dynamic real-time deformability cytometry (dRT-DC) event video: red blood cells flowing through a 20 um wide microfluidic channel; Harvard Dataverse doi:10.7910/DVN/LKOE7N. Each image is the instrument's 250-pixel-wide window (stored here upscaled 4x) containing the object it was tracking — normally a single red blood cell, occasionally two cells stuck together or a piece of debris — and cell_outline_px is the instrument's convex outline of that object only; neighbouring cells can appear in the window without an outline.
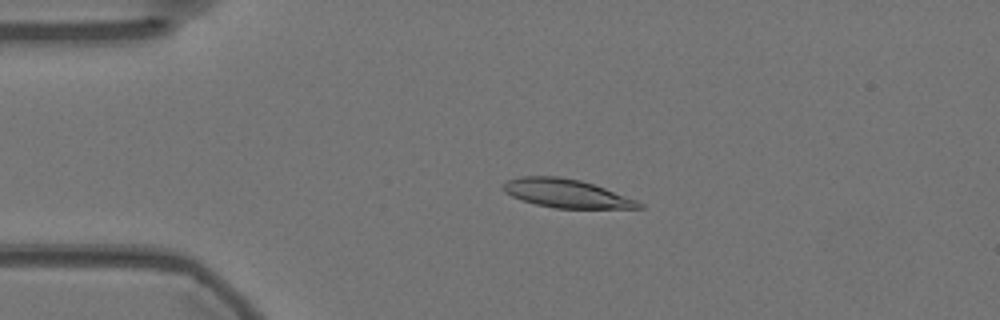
{"species": "Egyptian fruit bat (a non-hibernating species)", "species_latin": "Rousettus aegyptiacus", "temperature_condition": "warm", "stored_images_in_passage": 56, "camera_frame_rate_fps": 3000, "um_per_image_px": 0.085, "animal": {"sex": "female"}, "frame": {"image": 1, "passage_image": 11, "time_ms": 3.333, "image_size_px": [1000, 320], "cell_outline_px": [[644, 208], [556, 208], [536, 204], [512, 196], [504, 192], [500, 188], [508, 180], [520, 176], [560, 176], [580, 180], [604, 188], [636, 200], [644, 204]], "centroid_in_image_um": [48.12, 16.43], "position_along_channel_um": 36.9, "area_um2": 22.31}}
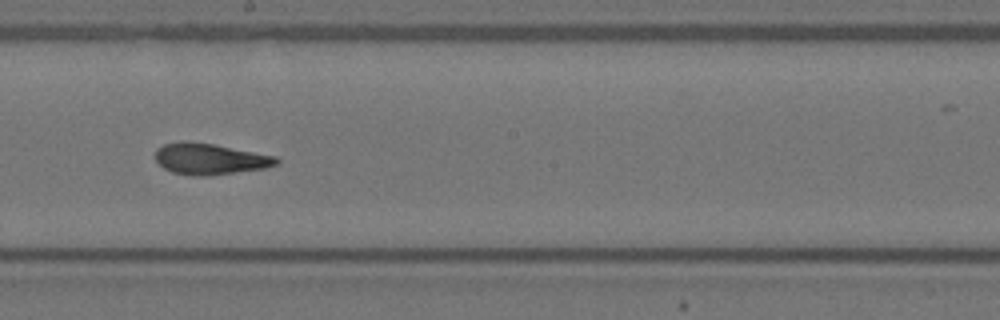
{"frame": {"image": 2, "passage_image": 30, "time_ms": 9.667, "image_size_px": [1000, 320], "cell_outline_px": [[280, 160], [276, 164], [264, 168], [208, 176], [192, 176], [172, 172], [164, 168], [156, 160], [156, 148], [164, 144], [180, 140], [184, 140], [212, 144], [276, 156]], "centroid_in_image_um": [17.8, 13.5], "position_along_channel_um": 230.4, "area_um2": 21.91}}
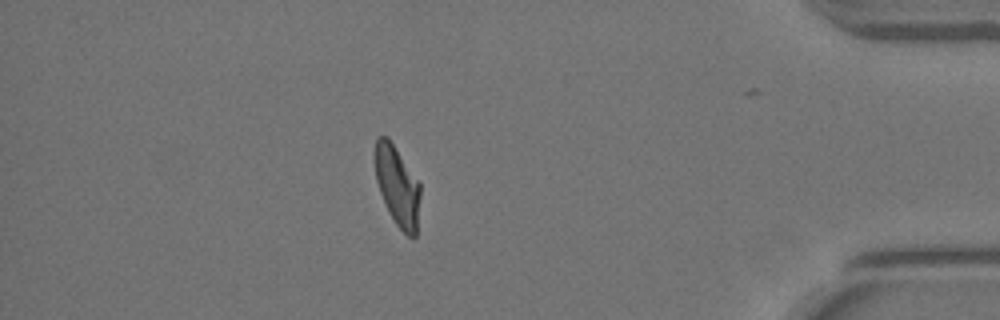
{"frame": {"image": 3, "passage_image": 48, "time_ms": 15.667, "image_size_px": [1000, 320], "cell_outline_px": [[420, 196], [416, 236], [408, 236], [396, 224], [380, 192], [376, 180], [372, 156], [376, 136], [388, 136], [420, 184]], "centroid_in_image_um": [33.73, 15.72], "position_along_channel_um": 401.5, "area_um2": 21.1}, "authors_computed_cell_mechanics": {"area_um2": 22.0507, "velocity_mm_per_s": 3.567, "shape_relaxation_time_tau1_ms": 8.1348, "shape_relaxation_time_tau2_ms": 1.5722, "deformation_change_tau1": 0.2683, "deformation_change_tau2": 0.0974}}